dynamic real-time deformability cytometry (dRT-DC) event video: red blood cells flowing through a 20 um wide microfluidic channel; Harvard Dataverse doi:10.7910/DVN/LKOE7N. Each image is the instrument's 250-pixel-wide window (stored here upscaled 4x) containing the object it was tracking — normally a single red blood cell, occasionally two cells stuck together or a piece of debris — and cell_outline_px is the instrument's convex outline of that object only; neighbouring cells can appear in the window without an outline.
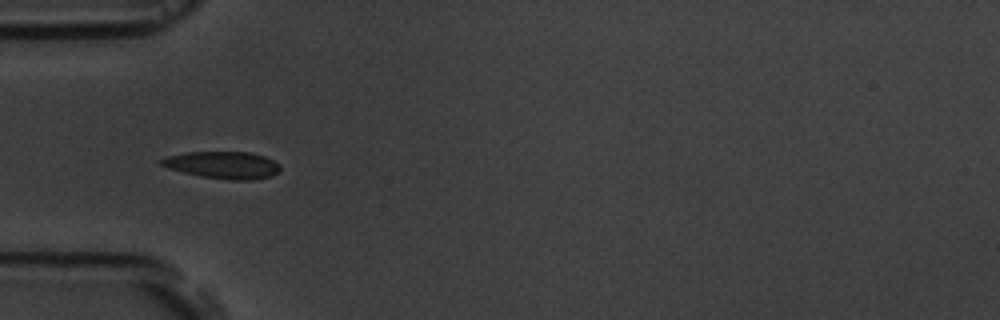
{"species": "common noctule bat (a hibernating species)", "species_latin": "Nyctalus noctula", "temperature_condition": "room temperature", "stored_images_in_passage": 10, "camera_frame_rate_fps": 3000, "um_per_image_px": 0.085, "animal": {"sex": "male", "body_mass_g": 19.5, "forearm_length_mm": 54.6}, "frame": {"image": 1, "passage_image": 5, "time_ms": 4.667, "image_size_px": [1000, 320], "cell_outline_px": [[280, 172], [272, 176], [252, 180], [228, 180], [200, 176], [168, 168], [160, 164], [156, 160], [168, 156], [188, 152], [252, 152], [264, 156], [280, 164]], "centroid_in_image_um": [18.96, 14.03], "position_along_channel_um": 66.0, "area_um2": 18.96}}
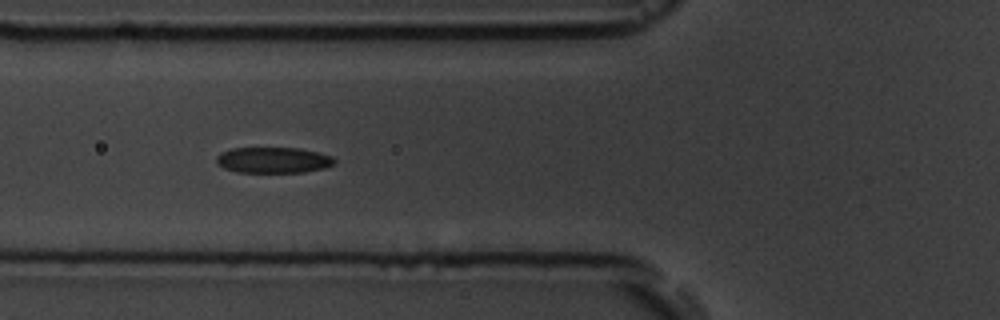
{"frame": {"image": 2, "passage_image": 6, "time_ms": 5.667, "image_size_px": [1000, 320], "cell_outline_px": [[336, 160], [332, 164], [324, 168], [304, 172], [236, 172], [224, 168], [216, 160], [216, 156], [220, 152], [232, 148], [300, 148], [332, 156]], "centroid_in_image_um": [23.21, 13.6], "position_along_channel_um": 102.6, "area_um2": 17.69}}
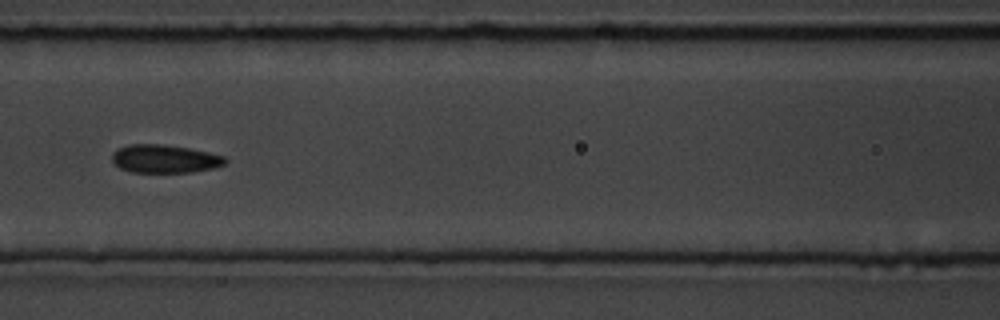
{"frame": {"image": 3, "passage_image": 7, "time_ms": 7.0, "image_size_px": [1000, 320], "cell_outline_px": [[228, 160], [224, 164], [216, 168], [192, 172], [132, 172], [120, 168], [112, 160], [112, 152], [128, 144], [164, 144], [188, 148], [208, 152], [224, 156]], "centroid_in_image_um": [14.02, 13.5], "position_along_channel_um": 152.6, "area_um2": 18.61}}